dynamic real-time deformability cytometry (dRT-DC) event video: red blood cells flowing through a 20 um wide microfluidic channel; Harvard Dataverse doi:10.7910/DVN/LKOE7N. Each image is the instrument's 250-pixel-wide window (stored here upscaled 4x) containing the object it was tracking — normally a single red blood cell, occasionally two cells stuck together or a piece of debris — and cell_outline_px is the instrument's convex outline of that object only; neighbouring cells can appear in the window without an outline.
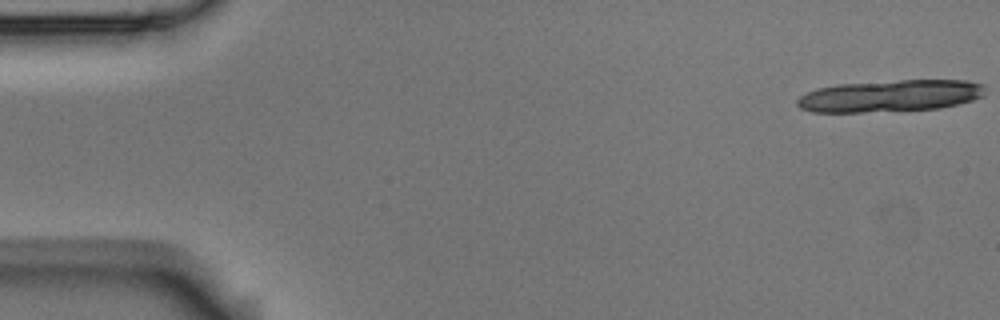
{"species": "Egyptian fruit bat (a non-hibernating species)", "species_latin": "Rousettus aegyptiacus", "temperature_condition": "room temperature", "stored_images_in_passage": 19, "camera_frame_rate_fps": 3000, "um_per_image_px": 0.085, "animal": {"sex": "male"}, "frame": {"image": 1, "passage_image": 1, "time_ms": 0.0, "image_size_px": [1000, 320], "cell_outline_px": [[984, 96], [972, 100], [940, 108], [860, 112], [812, 112], [800, 108], [796, 104], [796, 100], [800, 96], [816, 88], [840, 84], [900, 80], [968, 80], [984, 84]], "centroid_in_image_um": [75.66, 8.14], "position_along_channel_um": 9.3, "area_um2": 34.85}}